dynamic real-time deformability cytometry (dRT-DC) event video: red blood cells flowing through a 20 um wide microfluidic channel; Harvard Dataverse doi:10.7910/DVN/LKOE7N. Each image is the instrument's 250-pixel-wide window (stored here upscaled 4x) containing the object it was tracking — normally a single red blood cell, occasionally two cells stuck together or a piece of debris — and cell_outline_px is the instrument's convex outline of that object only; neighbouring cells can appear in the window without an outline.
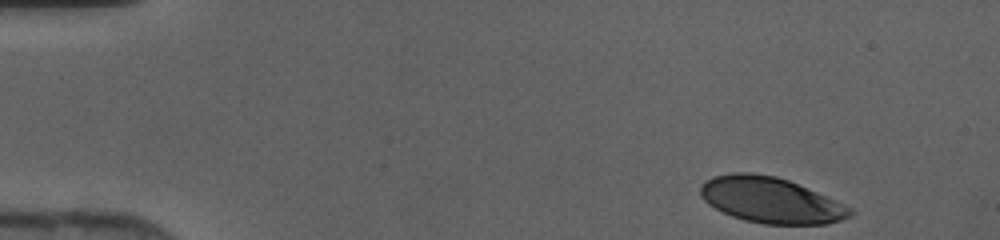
{"species": "human", "species_latin": "Homo sapiens", "temperature_condition": "cold", "stored_images_in_passage": 42, "camera_frame_rate_fps": 3000, "um_per_image_px": 0.085, "donor": {"sex": "female"}, "frame": {"image": 1, "passage_image": 1, "time_ms": 0.0, "image_size_px": [1000, 240], "cell_outline_px": [[856, 212], [852, 216], [828, 224], [764, 224], [744, 220], [732, 216], [708, 204], [700, 196], [700, 188], [712, 176], [732, 172], [748, 172], [776, 176], [788, 180], [816, 192], [852, 208]], "centroid_in_image_um": [65.52, 17.01], "position_along_channel_um": 19.5, "area_um2": 39.71}}
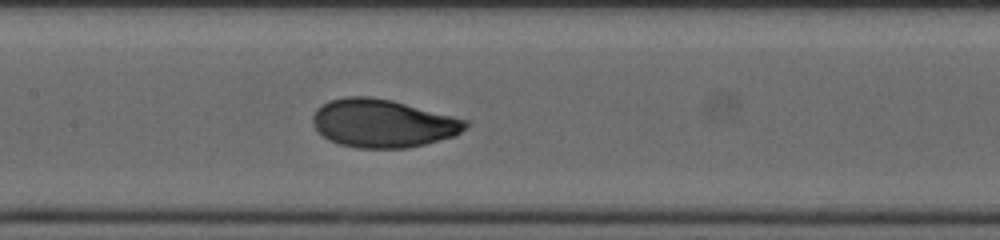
{"frame": {"image": 2, "passage_image": 19, "time_ms": 6.0, "image_size_px": [1000, 240], "cell_outline_px": [[468, 128], [456, 136], [408, 148], [356, 148], [340, 144], [328, 140], [312, 124], [312, 116], [316, 108], [328, 100], [344, 96], [372, 96], [392, 100], [468, 120]], "centroid_in_image_um": [32.54, 10.47], "position_along_channel_um": 174.9, "area_um2": 43.18}}
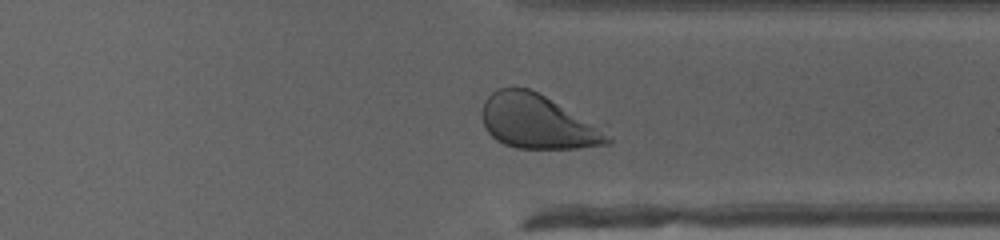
{"frame": {"image": 3, "passage_image": 32, "time_ms": 10.333, "image_size_px": [1000, 240], "cell_outline_px": [[612, 144], [576, 148], [516, 148], [504, 144], [496, 140], [484, 128], [480, 112], [484, 100], [492, 92], [500, 88], [512, 84], [528, 88], [608, 120], [612, 140]], "centroid_in_image_um": [45.94, 10.29], "position_along_channel_um": 365.5, "area_um2": 43.0}}